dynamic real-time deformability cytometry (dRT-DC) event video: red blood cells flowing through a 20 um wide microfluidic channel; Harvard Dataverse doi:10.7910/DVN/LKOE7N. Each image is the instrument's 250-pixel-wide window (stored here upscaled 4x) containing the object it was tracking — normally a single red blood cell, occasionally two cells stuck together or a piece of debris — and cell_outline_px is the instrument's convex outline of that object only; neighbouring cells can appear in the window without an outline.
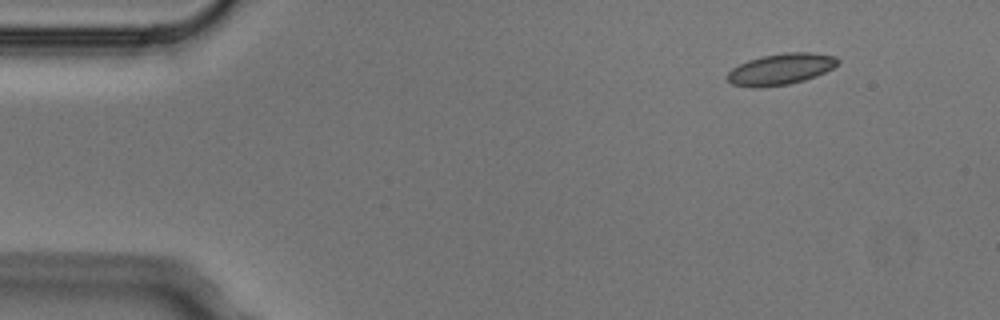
{"species": "Egyptian fruit bat (a non-hibernating species)", "species_latin": "Rousettus aegyptiacus", "temperature_condition": "cold", "stored_images_in_passage": 7, "camera_frame_rate_fps": 3000, "um_per_image_px": 0.085, "animal": {"sex": "male"}, "frame": {"image": 1, "passage_image": 2, "time_ms": 0.333, "image_size_px": [1000, 320], "cell_outline_px": [[840, 60], [832, 68], [816, 76], [804, 80], [788, 84], [756, 88], [752, 88], [732, 84], [724, 76], [732, 68], [748, 60], [764, 56], [784, 52], [812, 52], [836, 56]], "centroid_in_image_um": [66.34, 5.87], "position_along_channel_um": 18.7, "area_um2": 20.11}}
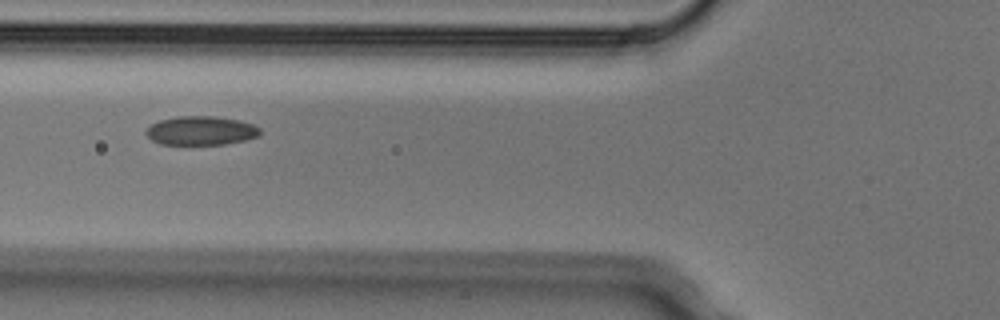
{"frame": {"image": 2, "passage_image": 6, "time_ms": 1.667, "image_size_px": [1000, 320], "cell_outline_px": [[260, 136], [244, 140], [224, 144], [160, 144], [152, 140], [144, 132], [152, 124], [160, 120], [176, 116], [216, 116], [240, 120], [252, 124], [260, 128]], "centroid_in_image_um": [17.09, 11.1], "position_along_channel_um": 108.7, "area_um2": 19.19}}
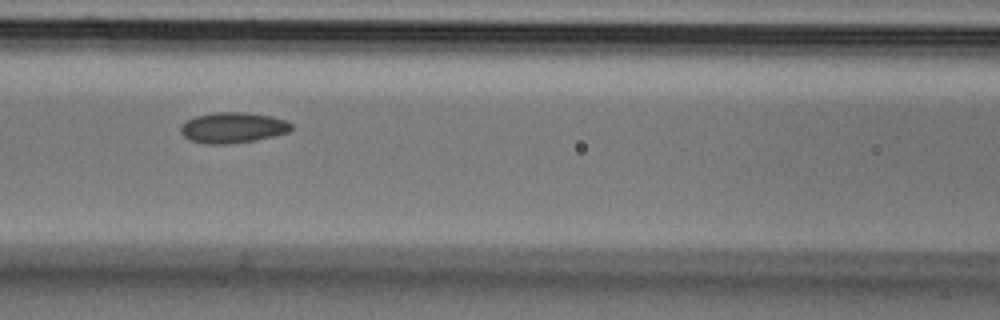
{"frame": {"image": 3, "passage_image": 7, "time_ms": 2.0, "image_size_px": [1000, 320], "cell_outline_px": [[292, 128], [288, 132], [272, 136], [252, 140], [228, 144], [204, 144], [188, 140], [180, 132], [180, 124], [196, 116], [216, 112], [244, 112], [272, 116], [288, 120], [292, 124]], "centroid_in_image_um": [19.77, 10.84], "position_along_channel_um": 146.8, "area_um2": 19.83}}